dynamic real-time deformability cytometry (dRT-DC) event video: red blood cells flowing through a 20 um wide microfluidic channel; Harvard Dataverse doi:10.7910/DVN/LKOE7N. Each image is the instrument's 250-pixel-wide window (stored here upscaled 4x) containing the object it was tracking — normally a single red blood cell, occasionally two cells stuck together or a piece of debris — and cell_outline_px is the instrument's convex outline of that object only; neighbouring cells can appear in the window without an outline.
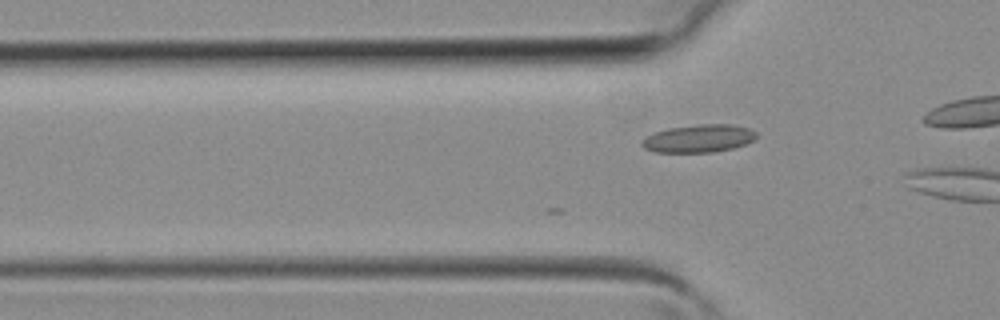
{"species": "common noctule bat (a hibernating species)", "species_latin": "Nyctalus noctula", "temperature_condition": "room temperature", "stored_images_in_passage": 10, "camera_frame_rate_fps": 3000, "um_per_image_px": 0.085, "animal": {"sex": "female", "body_mass_g": 19.3, "forearm_length_mm": 54.1}, "frame": {"image": 1, "passage_image": 9, "time_ms": 2.667, "image_size_px": [1000, 320], "cell_outline_px": [[756, 136], [752, 140], [744, 144], [732, 148], [712, 152], [656, 152], [644, 148], [640, 144], [640, 140], [656, 132], [668, 128], [700, 124], [732, 124], [748, 128], [756, 132]], "centroid_in_image_um": [59.36, 11.77], "position_along_channel_um": 66.4, "area_um2": 18.38}}